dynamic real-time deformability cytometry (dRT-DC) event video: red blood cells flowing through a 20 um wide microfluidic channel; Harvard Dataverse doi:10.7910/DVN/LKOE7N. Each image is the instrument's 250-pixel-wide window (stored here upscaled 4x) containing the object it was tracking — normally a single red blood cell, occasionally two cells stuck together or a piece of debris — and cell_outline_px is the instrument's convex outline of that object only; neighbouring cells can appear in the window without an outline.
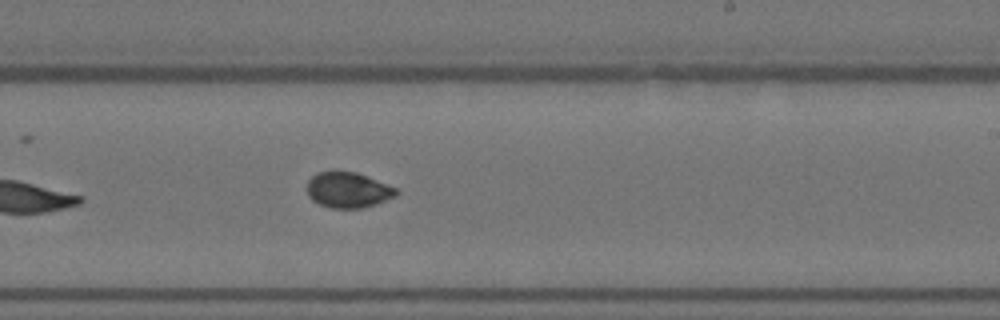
{"species": "Egyptian fruit bat (a non-hibernating species)", "species_latin": "Rousettus aegyptiacus", "temperature_condition": "warm", "stored_images_in_passage": 9, "camera_frame_rate_fps": 3000, "um_per_image_px": 0.085, "animal": {"sex": "female"}, "frame": {"image": 1, "passage_image": 9, "time_ms": 10.667, "image_size_px": [1000, 320], "cell_outline_px": [[400, 192], [396, 196], [376, 204], [360, 208], [332, 208], [320, 204], [312, 200], [308, 196], [308, 180], [316, 172], [332, 168], [356, 172], [396, 188]], "centroid_in_image_um": [29.55, 16.11], "position_along_channel_um": 259.4, "area_um2": 18.84}}